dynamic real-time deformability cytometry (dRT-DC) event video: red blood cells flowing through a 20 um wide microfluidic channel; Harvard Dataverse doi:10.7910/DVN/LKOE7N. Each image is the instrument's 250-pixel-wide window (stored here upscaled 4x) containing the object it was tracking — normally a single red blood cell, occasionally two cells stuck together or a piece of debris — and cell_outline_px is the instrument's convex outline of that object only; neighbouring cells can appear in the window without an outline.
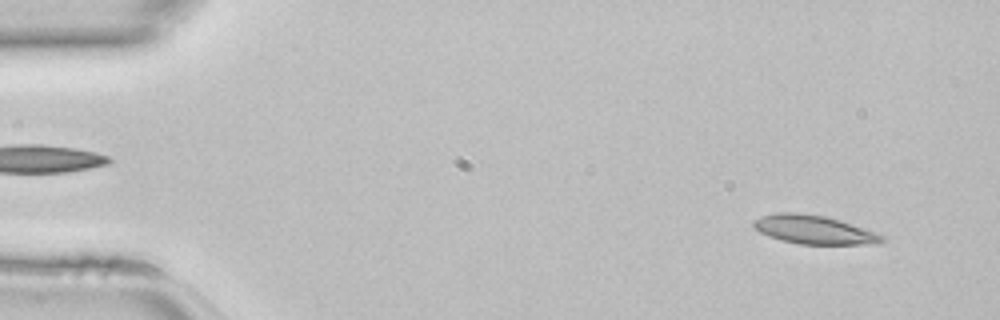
{"species": "common noctule bat (a hibernating species)", "species_latin": "Nyctalus noctula", "temperature_condition": "room temperature", "stored_images_in_passage": 43, "camera_frame_rate_fps": 3000, "um_per_image_px": 0.085, "animal": {"sex": "female", "body_mass_g": 22.7, "forearm_length_mm": 54.2}, "frame": {"image": 1, "passage_image": 1, "time_ms": 0.0, "image_size_px": [1000, 320], "cell_outline_px": [[884, 240], [876, 244], [800, 244], [780, 240], [768, 236], [760, 232], [752, 224], [752, 220], [776, 212], [796, 212], [824, 216], [840, 220], [880, 232], [884, 236]], "centroid_in_image_um": [69.23, 19.52], "position_along_channel_um": 15.8, "area_um2": 21.62}}
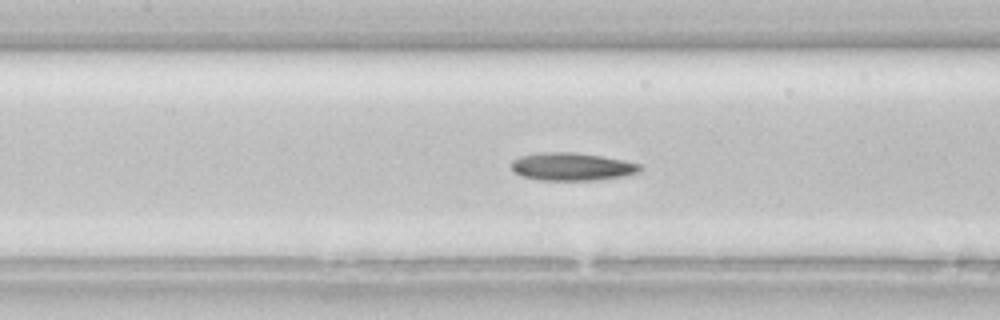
{"frame": {"image": 2, "passage_image": 18, "time_ms": 5.667, "image_size_px": [1000, 320], "cell_outline_px": [[644, 168], [640, 172], [624, 176], [596, 180], [540, 180], [520, 176], [512, 172], [512, 160], [520, 156], [544, 152], [576, 152], [624, 160], [640, 164]], "centroid_in_image_um": [48.62, 14.17], "position_along_channel_um": 158.8, "area_um2": 21.04}}
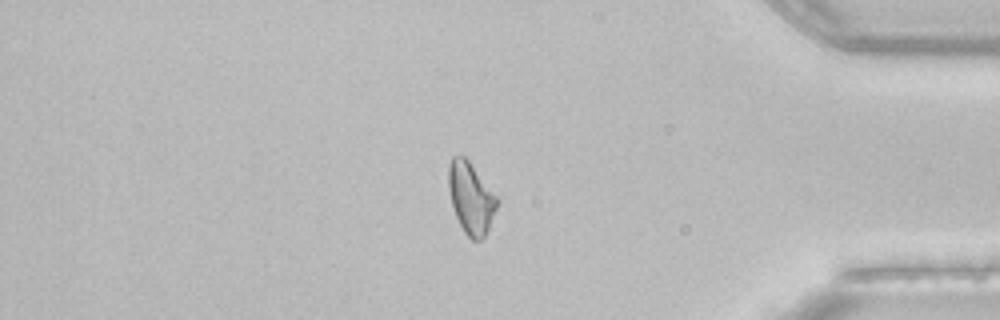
{"frame": {"image": 3, "passage_image": 36, "time_ms": 11.667, "image_size_px": [1000, 320], "cell_outline_px": [[500, 200], [488, 228], [484, 236], [480, 240], [472, 240], [464, 232], [456, 216], [452, 204], [448, 188], [448, 164], [452, 156], [464, 156], [468, 160]], "centroid_in_image_um": [40.02, 16.81], "position_along_channel_um": 395.2, "area_um2": 20.0}}